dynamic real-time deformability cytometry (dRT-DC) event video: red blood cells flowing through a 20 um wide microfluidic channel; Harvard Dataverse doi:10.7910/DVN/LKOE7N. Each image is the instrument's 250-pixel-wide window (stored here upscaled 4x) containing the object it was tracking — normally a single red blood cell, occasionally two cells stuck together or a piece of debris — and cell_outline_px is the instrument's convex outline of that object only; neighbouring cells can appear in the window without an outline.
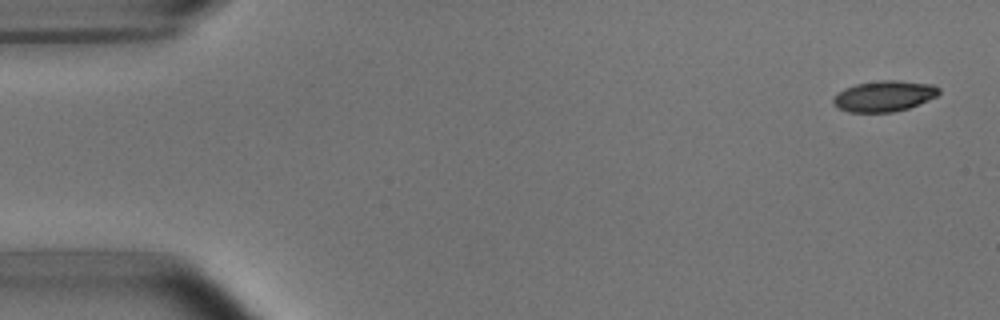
{"species": "common noctule bat (a hibernating species)", "species_latin": "Nyctalus noctula", "temperature_condition": "room temperature", "stored_images_in_passage": 4, "camera_frame_rate_fps": 3000, "um_per_image_px": 0.085, "animal": {"sex": "male", "body_mass_g": 15.6}, "frame": {"image": 1, "passage_image": 1, "time_ms": 0.0, "image_size_px": [1000, 320], "cell_outline_px": [[940, 92], [936, 96], [928, 100], [908, 108], [892, 112], [848, 112], [840, 108], [832, 100], [844, 88], [856, 84], [880, 80], [896, 80], [932, 84], [940, 88]], "centroid_in_image_um": [75.18, 8.16], "position_along_channel_um": 9.8, "area_um2": 18.73}}